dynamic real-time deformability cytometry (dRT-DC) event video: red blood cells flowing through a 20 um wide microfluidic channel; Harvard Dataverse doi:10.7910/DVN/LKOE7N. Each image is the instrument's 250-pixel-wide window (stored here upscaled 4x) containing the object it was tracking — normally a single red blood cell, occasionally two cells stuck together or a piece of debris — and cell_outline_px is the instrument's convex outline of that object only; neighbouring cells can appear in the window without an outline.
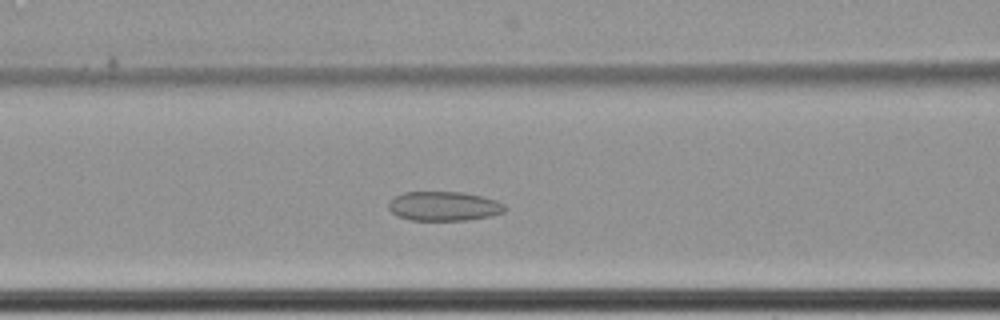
{"species": "common noctule bat (a hibernating species)", "species_latin": "Nyctalus noctula", "temperature_condition": "cold", "stored_images_in_passage": 63, "camera_frame_rate_fps": 3000, "um_per_image_px": 0.085, "animal": {"sex": "female", "body_mass_g": 22.7, "forearm_length_mm": 54.2}, "frame": {"image": 1, "passage_image": 28, "time_ms": 9.0, "image_size_px": [1000, 320], "cell_outline_px": [[508, 208], [504, 212], [488, 216], [464, 220], [412, 220], [396, 216], [388, 208], [388, 204], [396, 196], [404, 192], [464, 192], [496, 200], [504, 204]], "centroid_in_image_um": [37.73, 17.52], "position_along_channel_um": 128.9, "area_um2": 19.77}}
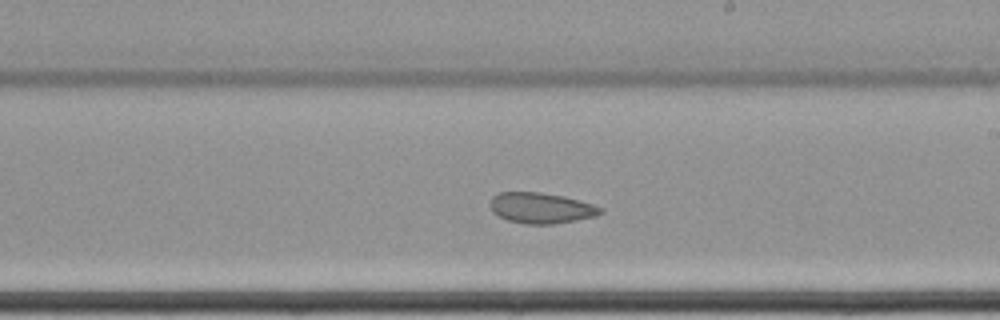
{"frame": {"image": 2, "passage_image": 38, "time_ms": 12.333, "image_size_px": [1000, 320], "cell_outline_px": [[604, 212], [596, 216], [576, 220], [552, 224], [524, 224], [508, 220], [492, 212], [488, 204], [492, 196], [500, 192], [540, 192], [564, 196], [592, 204], [604, 208]], "centroid_in_image_um": [45.98, 17.68], "position_along_channel_um": 243.0, "area_um2": 19.88}}
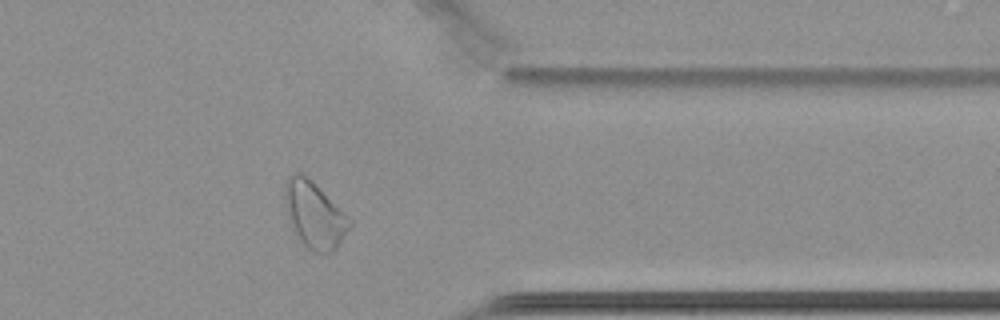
{"frame": {"image": 3, "passage_image": 51, "time_ms": 16.667, "image_size_px": [1000, 320], "cell_outline_px": [[352, 224], [336, 248], [332, 252], [312, 252], [300, 240], [292, 228], [288, 220], [284, 200], [284, 184], [288, 176], [296, 172], [300, 172], [344, 212], [352, 220]], "centroid_in_image_um": [26.69, 18.28], "position_along_channel_um": 384.7, "area_um2": 24.57}}